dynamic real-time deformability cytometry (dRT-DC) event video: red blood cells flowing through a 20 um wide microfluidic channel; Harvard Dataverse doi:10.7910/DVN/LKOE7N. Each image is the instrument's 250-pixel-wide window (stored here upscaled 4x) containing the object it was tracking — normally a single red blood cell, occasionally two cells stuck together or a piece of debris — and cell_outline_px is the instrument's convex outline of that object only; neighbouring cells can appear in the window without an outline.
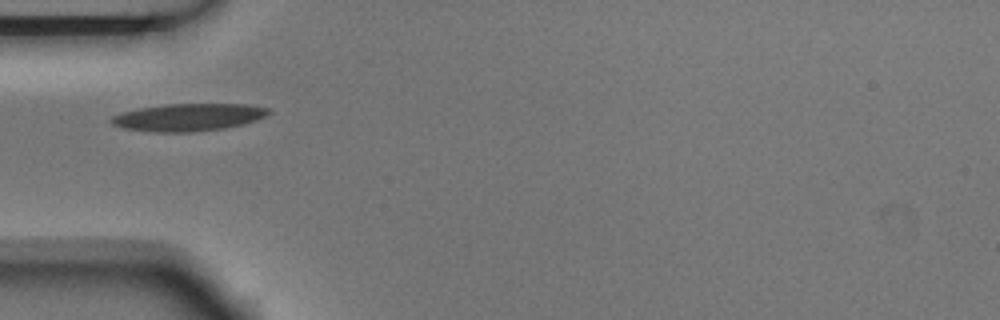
{"species": "Egyptian fruit bat (a non-hibernating species)", "species_latin": "Rousettus aegyptiacus", "temperature_condition": "room temperature", "stored_images_in_passage": 3, "camera_frame_rate_fps": 3000, "um_per_image_px": 0.085, "animal": {"sex": "male"}, "frame": {"image": 1, "passage_image": 1, "time_ms": 0.0, "image_size_px": [1000, 320], "cell_outline_px": [[272, 112], [268, 116], [244, 124], [224, 128], [188, 132], [156, 132], [124, 128], [112, 124], [108, 120], [112, 116], [124, 112], [140, 108], [164, 104], [248, 104], [268, 108]], "centroid_in_image_um": [16.05, 9.96], "position_along_channel_um": 69.0, "area_um2": 25.14}}
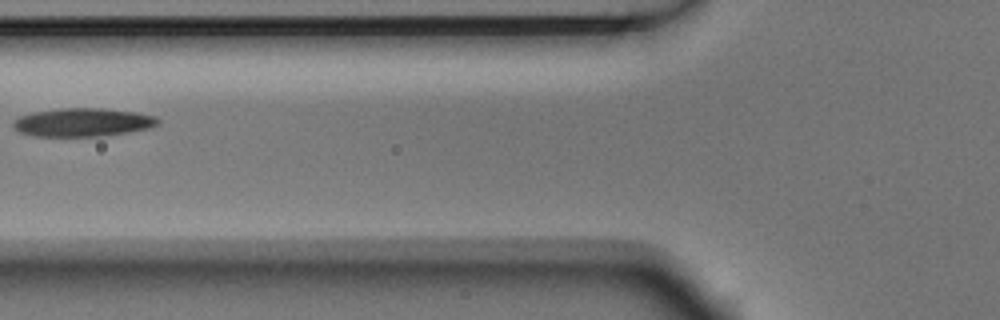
{"frame": {"image": 2, "passage_image": 2, "time_ms": 0.333, "image_size_px": [1000, 320], "cell_outline_px": [[160, 124], [148, 128], [100, 136], [32, 136], [20, 132], [12, 124], [12, 120], [20, 116], [32, 112], [60, 108], [100, 108], [136, 112], [156, 116], [160, 120]], "centroid_in_image_um": [7.01, 10.39], "position_along_channel_um": 118.8, "area_um2": 23.87}}
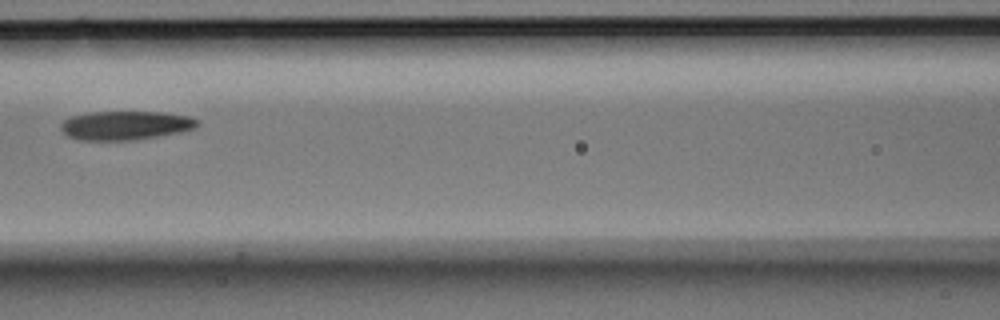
{"frame": {"image": 3, "passage_image": 3, "time_ms": 0.667, "image_size_px": [1000, 320], "cell_outline_px": [[200, 124], [196, 128], [180, 132], [132, 140], [80, 140], [68, 136], [60, 128], [60, 124], [64, 120], [72, 116], [88, 112], [164, 112], [188, 116], [200, 120]], "centroid_in_image_um": [10.68, 10.65], "position_along_channel_um": 155.9, "area_um2": 23.0}}